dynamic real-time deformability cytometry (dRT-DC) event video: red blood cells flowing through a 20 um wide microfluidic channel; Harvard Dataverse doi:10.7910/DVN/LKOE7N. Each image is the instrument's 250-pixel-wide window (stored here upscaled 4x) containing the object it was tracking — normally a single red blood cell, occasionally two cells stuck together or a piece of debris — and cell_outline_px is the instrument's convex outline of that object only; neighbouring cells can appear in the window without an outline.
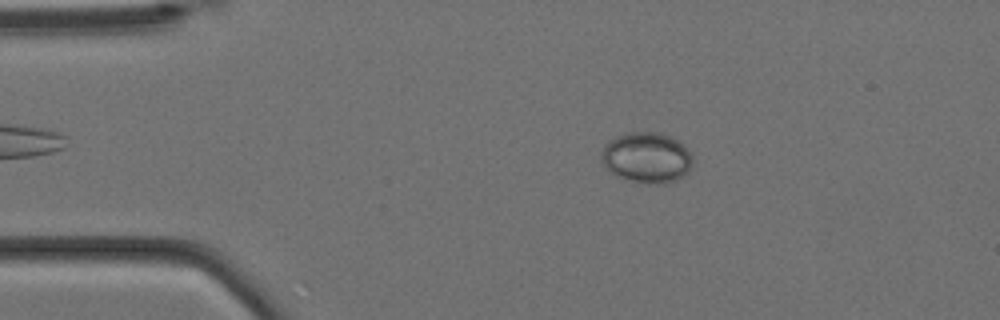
{"species": "Egyptian fruit bat (a non-hibernating species)", "species_latin": "Rousettus aegyptiacus", "temperature_condition": "cold", "stored_images_in_passage": 10, "camera_frame_rate_fps": 3000, "um_per_image_px": 0.085, "animal": {"sex": "female"}, "frame": {"image": 1, "passage_image": 2, "time_ms": 0.333, "image_size_px": [1000, 320], "cell_outline_px": [[692, 164], [688, 172], [684, 176], [676, 180], [664, 184], [648, 184], [616, 176], [608, 172], [600, 160], [600, 152], [604, 144], [608, 140], [616, 136], [628, 132], [656, 132], [668, 136], [676, 140], [688, 148], [692, 156]], "centroid_in_image_um": [54.93, 13.4], "position_along_channel_um": 30.1, "area_um2": 27.34}}
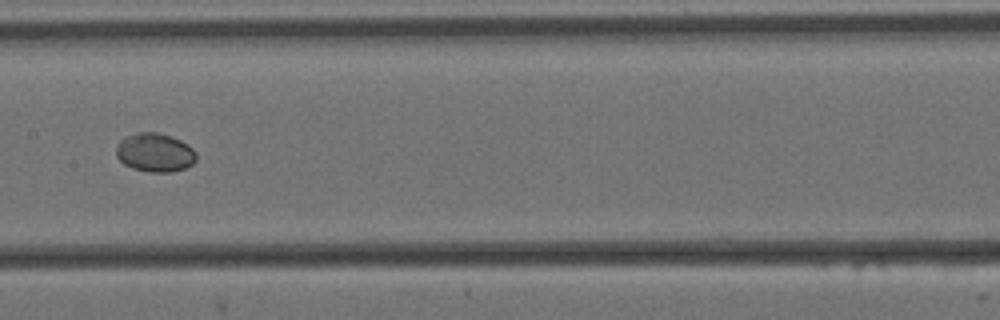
{"frame": {"image": 2, "passage_image": 7, "time_ms": 2.0, "image_size_px": [1000, 320], "cell_outline_px": [[196, 160], [192, 164], [184, 168], [172, 172], [148, 172], [132, 168], [124, 164], [116, 156], [116, 144], [124, 136], [136, 132], [156, 132], [172, 136], [188, 144], [196, 152]], "centroid_in_image_um": [13.15, 12.95], "position_along_channel_um": 194.3, "area_um2": 18.32}}
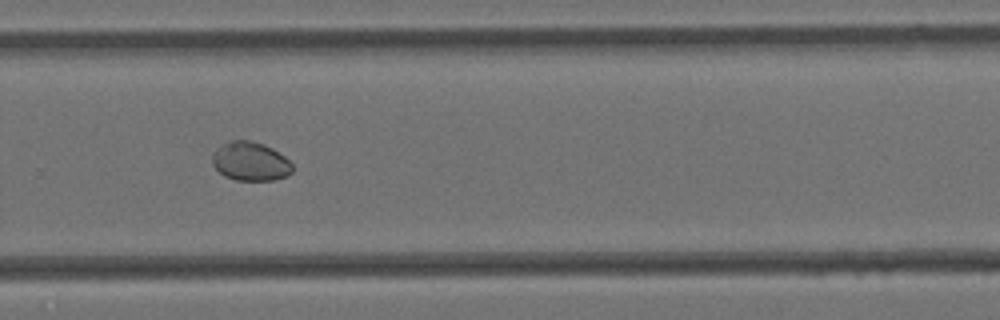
{"frame": {"image": 3, "passage_image": 10, "time_ms": 3.0, "image_size_px": [1000, 320], "cell_outline_px": [[292, 172], [288, 176], [272, 180], [236, 180], [224, 176], [212, 164], [212, 152], [220, 144], [232, 140], [252, 140], [264, 144], [272, 148], [284, 156], [292, 164]], "centroid_in_image_um": [21.26, 13.7], "position_along_channel_um": 308.5, "area_um2": 18.32}}